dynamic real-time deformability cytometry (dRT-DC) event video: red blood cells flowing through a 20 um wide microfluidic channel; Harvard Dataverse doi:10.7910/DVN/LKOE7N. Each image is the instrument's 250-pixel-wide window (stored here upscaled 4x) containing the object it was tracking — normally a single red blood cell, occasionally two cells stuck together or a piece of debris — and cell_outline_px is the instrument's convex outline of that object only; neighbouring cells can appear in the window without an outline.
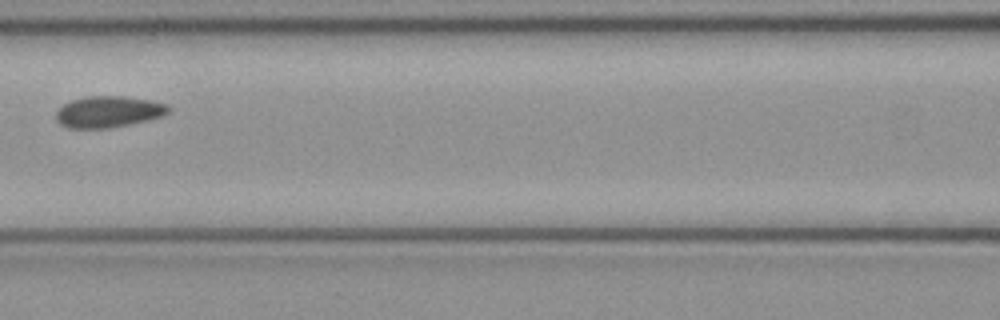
{"species": "common noctule bat (a hibernating species)", "species_latin": "Nyctalus noctula", "temperature_condition": "cold", "stored_images_in_passage": 3, "camera_frame_rate_fps": 3000, "um_per_image_px": 0.085, "animal": {"sex": "female", "body_mass_g": 21.9}, "frame": {"image": 1, "passage_image": 3, "time_ms": 0.667, "image_size_px": [1000, 320], "cell_outline_px": [[172, 108], [168, 112], [160, 116], [148, 120], [108, 128], [68, 128], [60, 124], [56, 120], [56, 112], [64, 104], [72, 100], [88, 96], [124, 96], [152, 100], [168, 104]], "centroid_in_image_um": [9.23, 9.49], "position_along_channel_um": 157.4, "area_um2": 20.52}}